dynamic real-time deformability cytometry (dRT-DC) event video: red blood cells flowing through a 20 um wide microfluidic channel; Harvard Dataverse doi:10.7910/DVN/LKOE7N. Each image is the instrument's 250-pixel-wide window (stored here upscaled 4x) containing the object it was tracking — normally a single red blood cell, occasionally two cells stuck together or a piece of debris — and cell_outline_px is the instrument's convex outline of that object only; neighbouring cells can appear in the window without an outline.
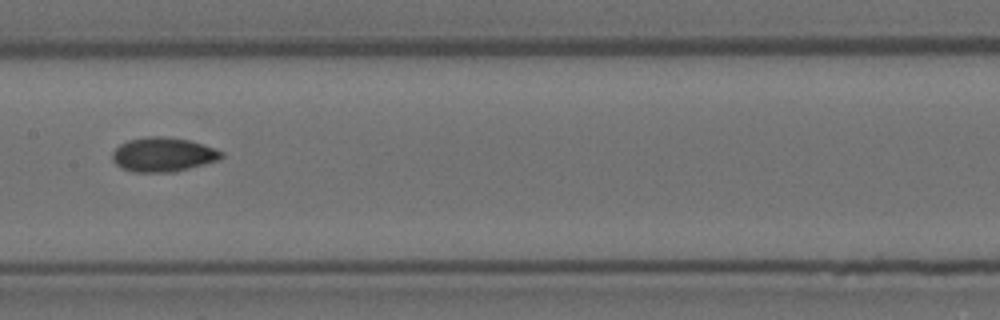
{"species": "Egyptian fruit bat (a non-hibernating species)", "species_latin": "Rousettus aegyptiacus", "temperature_condition": "room temperature", "stored_images_in_passage": 11, "camera_frame_rate_fps": 3000, "um_per_image_px": 0.085, "animal": {"sex": "female"}, "frame": {"image": 1, "passage_image": 4, "time_ms": 1.0, "image_size_px": [1000, 320], "cell_outline_px": [[224, 156], [220, 160], [172, 172], [132, 172], [116, 164], [112, 160], [112, 152], [120, 144], [128, 140], [148, 136], [160, 136], [188, 140], [204, 144], [224, 152]], "centroid_in_image_um": [13.87, 13.13], "position_along_channel_um": 193.5, "area_um2": 21.73}}
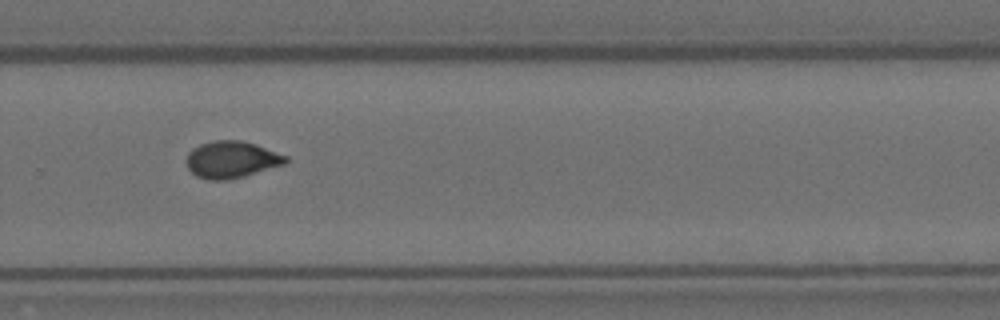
{"frame": {"image": 2, "passage_image": 7, "time_ms": 2.0, "image_size_px": [1000, 320], "cell_outline_px": [[288, 160], [284, 164], [240, 176], [224, 180], [208, 180], [196, 176], [188, 168], [188, 152], [192, 148], [200, 144], [212, 140], [240, 140], [256, 144], [288, 156]], "centroid_in_image_um": [19.66, 13.54], "position_along_channel_um": 310.1, "area_um2": 20.98}}
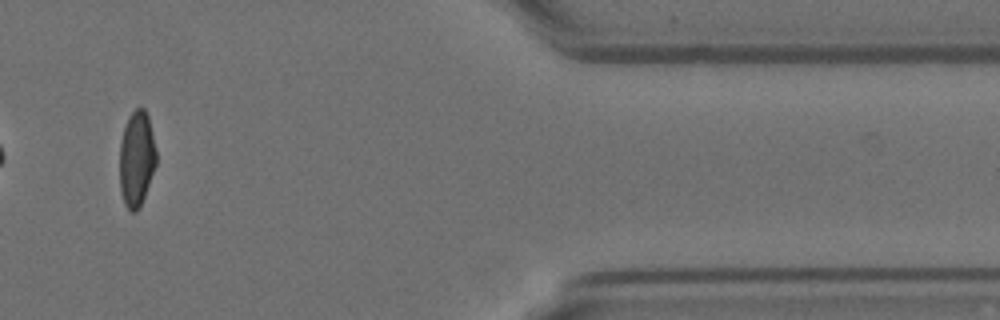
{"frame": {"image": 3, "passage_image": 10, "time_ms": 3.0, "image_size_px": [1000, 320], "cell_outline_px": [[156, 164], [140, 208], [136, 212], [128, 212], [124, 204], [120, 192], [120, 144], [124, 128], [128, 116], [136, 108], [144, 108], [148, 116], [156, 152]], "centroid_in_image_um": [11.59, 13.54], "position_along_channel_um": 399.8, "area_um2": 20.4}}